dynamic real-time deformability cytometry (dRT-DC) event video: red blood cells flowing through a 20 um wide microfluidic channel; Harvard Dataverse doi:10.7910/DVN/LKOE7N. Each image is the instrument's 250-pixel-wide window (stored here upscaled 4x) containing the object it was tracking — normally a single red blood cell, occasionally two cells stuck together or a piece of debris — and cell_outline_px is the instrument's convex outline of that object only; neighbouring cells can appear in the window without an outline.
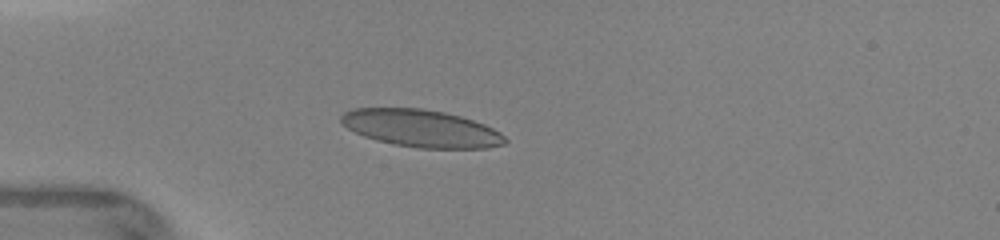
{"species": "human", "species_latin": "Homo sapiens", "temperature_condition": "warm", "stored_images_in_passage": 18, "camera_frame_rate_fps": 3000, "um_per_image_px": 0.085, "donor": {"sex": "female"}, "frame": {"image": 1, "passage_image": 1, "time_ms": 0.0, "image_size_px": [1000, 240], "cell_outline_px": [[508, 140], [504, 144], [488, 148], [420, 148], [392, 144], [376, 140], [364, 136], [348, 128], [340, 120], [340, 116], [344, 112], [352, 108], [424, 108], [444, 112], [460, 116], [484, 124], [500, 132]], "centroid_in_image_um": [35.8, 10.91], "position_along_channel_um": 49.2, "area_um2": 35.66}}